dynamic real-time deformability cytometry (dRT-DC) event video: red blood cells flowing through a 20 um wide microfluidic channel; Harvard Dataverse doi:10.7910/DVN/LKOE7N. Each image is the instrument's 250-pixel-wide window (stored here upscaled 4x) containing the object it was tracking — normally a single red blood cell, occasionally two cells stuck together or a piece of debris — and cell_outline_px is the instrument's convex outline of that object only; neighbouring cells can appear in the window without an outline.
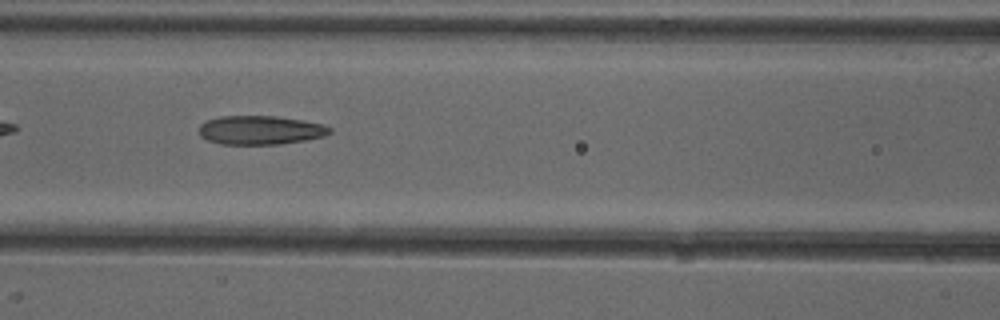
{"species": "common noctule bat (a hibernating species)", "species_latin": "Nyctalus noctula", "temperature_condition": "cold", "stored_images_in_passage": 34, "camera_frame_rate_fps": 3000, "um_per_image_px": 0.085, "animal": {"sex": "female"}, "frame": {"image": 1, "passage_image": 6, "time_ms": 1.667, "image_size_px": [1000, 320], "cell_outline_px": [[332, 132], [324, 136], [304, 140], [280, 144], [220, 144], [208, 140], [200, 136], [200, 124], [208, 120], [220, 116], [276, 116], [304, 120], [324, 124], [332, 128]], "centroid_in_image_um": [22.16, 11.05], "position_along_channel_um": 144.4, "area_um2": 22.02}}
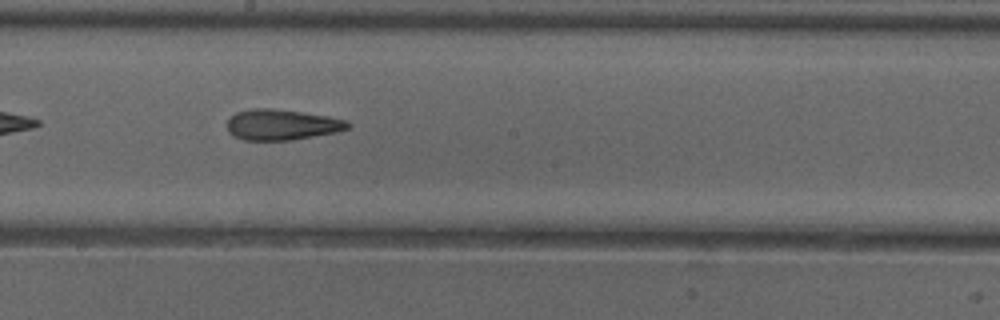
{"frame": {"image": 2, "passage_image": 12, "time_ms": 3.667, "image_size_px": [1000, 320], "cell_outline_px": [[352, 124], [348, 128], [336, 132], [292, 140], [244, 140], [232, 136], [228, 132], [228, 120], [236, 112], [252, 108], [272, 108], [328, 116], [348, 120]], "centroid_in_image_um": [23.95, 10.6], "position_along_channel_um": 224.2, "area_um2": 21.62}}
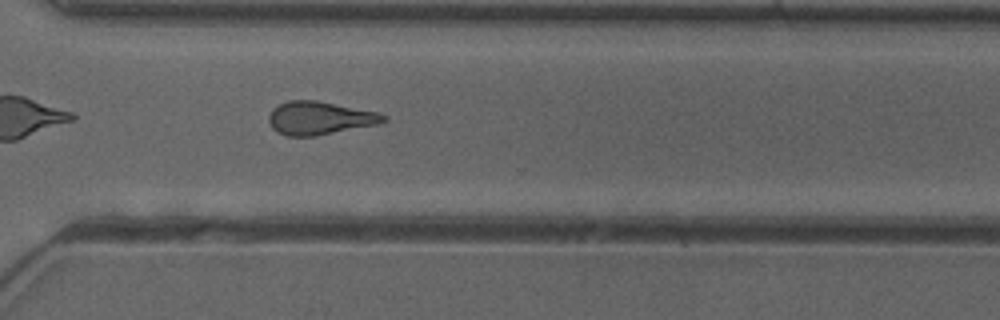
{"frame": {"image": 3, "passage_image": 21, "time_ms": 6.667, "image_size_px": [1000, 320], "cell_outline_px": [[388, 120], [376, 124], [316, 136], [288, 136], [276, 132], [272, 128], [268, 120], [268, 116], [272, 108], [288, 100], [316, 100], [376, 112], [388, 116]], "centroid_in_image_um": [27.13, 10.04], "position_along_channel_um": 343.5, "area_um2": 22.08}}